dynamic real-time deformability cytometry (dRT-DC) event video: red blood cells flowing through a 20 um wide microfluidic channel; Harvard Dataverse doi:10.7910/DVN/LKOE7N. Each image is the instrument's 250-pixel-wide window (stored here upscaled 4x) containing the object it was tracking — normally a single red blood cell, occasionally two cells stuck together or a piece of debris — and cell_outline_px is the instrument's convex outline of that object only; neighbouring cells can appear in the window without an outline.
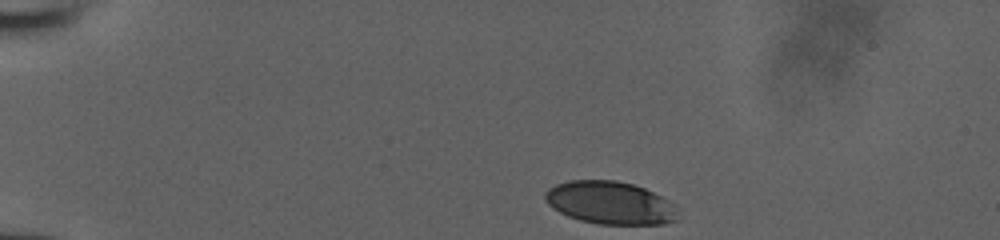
{"species": "human", "species_latin": "Homo sapiens", "temperature_condition": "room temperature", "stored_images_in_passage": 35, "camera_frame_rate_fps": 3000, "um_per_image_px": 0.085, "donor": {"sex": "male"}, "frame": {"image": 1, "passage_image": 1, "time_ms": 0.0, "image_size_px": [1000, 240], "cell_outline_px": [[680, 220], [664, 224], [600, 224], [580, 220], [568, 216], [560, 212], [548, 204], [544, 200], [544, 192], [548, 188], [556, 184], [568, 180], [616, 180], [632, 184], [644, 188], [668, 200], [672, 204]], "centroid_in_image_um": [51.84, 17.24], "position_along_channel_um": 33.2, "area_um2": 33.12}}
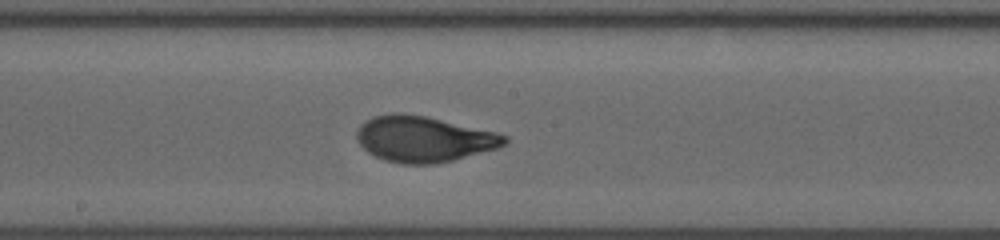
{"frame": {"image": 2, "passage_image": 20, "time_ms": 6.333, "image_size_px": [1000, 240], "cell_outline_px": [[508, 140], [504, 144], [496, 148], [452, 160], [436, 164], [404, 164], [384, 160], [368, 152], [356, 140], [356, 132], [360, 124], [364, 120], [372, 116], [396, 112], [400, 112], [424, 116], [496, 132], [508, 136]], "centroid_in_image_um": [35.96, 11.81], "position_along_channel_um": 212.2, "area_um2": 39.3}}
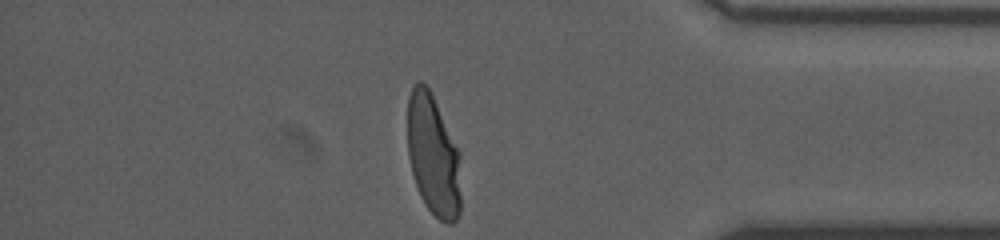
{"frame": {"image": 3, "passage_image": 35, "time_ms": 11.333, "image_size_px": [1000, 240], "cell_outline_px": [[460, 212], [456, 220], [452, 224], [448, 224], [440, 220], [424, 204], [420, 196], [412, 172], [408, 156], [408, 96], [412, 84], [416, 80], [420, 80], [428, 88], [460, 152]], "centroid_in_image_um": [36.82, 13.21], "position_along_channel_um": 398.4, "area_um2": 37.74}}